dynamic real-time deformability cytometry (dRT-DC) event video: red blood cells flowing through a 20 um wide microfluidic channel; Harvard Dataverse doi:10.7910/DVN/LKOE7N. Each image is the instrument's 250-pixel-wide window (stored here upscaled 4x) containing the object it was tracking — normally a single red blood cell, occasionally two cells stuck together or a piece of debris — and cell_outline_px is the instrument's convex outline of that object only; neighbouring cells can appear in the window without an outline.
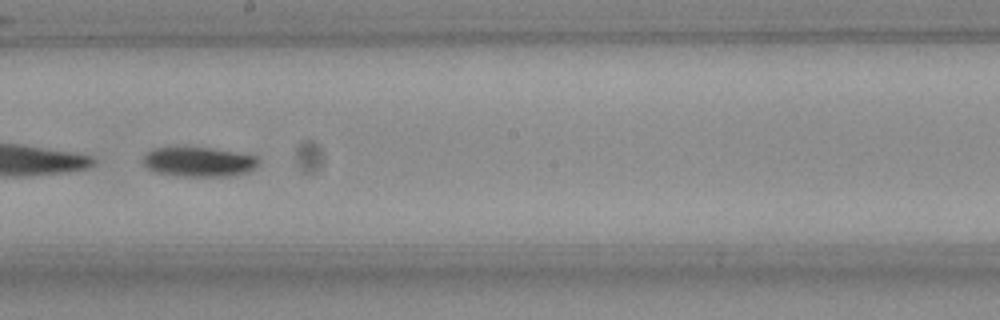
{"species": "Egyptian fruit bat (a non-hibernating species)", "species_latin": "Rousettus aegyptiacus", "temperature_condition": "room temperature", "stored_images_in_passage": 42, "segment_of_instrument_passage": [2, 2], "camera_frame_rate_fps": 3000, "um_per_image_px": 0.085, "frame": {"image": 1, "passage_image": 19, "time_ms": 6.0, "image_size_px": [1000, 320], "cell_outline_px": [[260, 160], [248, 172], [228, 176], [180, 176], [152, 172], [144, 168], [144, 156], [152, 148], [208, 148], [256, 156]], "centroid_in_image_um": [16.83, 13.77], "position_along_channel_um": 231.4, "area_um2": 19.65}}